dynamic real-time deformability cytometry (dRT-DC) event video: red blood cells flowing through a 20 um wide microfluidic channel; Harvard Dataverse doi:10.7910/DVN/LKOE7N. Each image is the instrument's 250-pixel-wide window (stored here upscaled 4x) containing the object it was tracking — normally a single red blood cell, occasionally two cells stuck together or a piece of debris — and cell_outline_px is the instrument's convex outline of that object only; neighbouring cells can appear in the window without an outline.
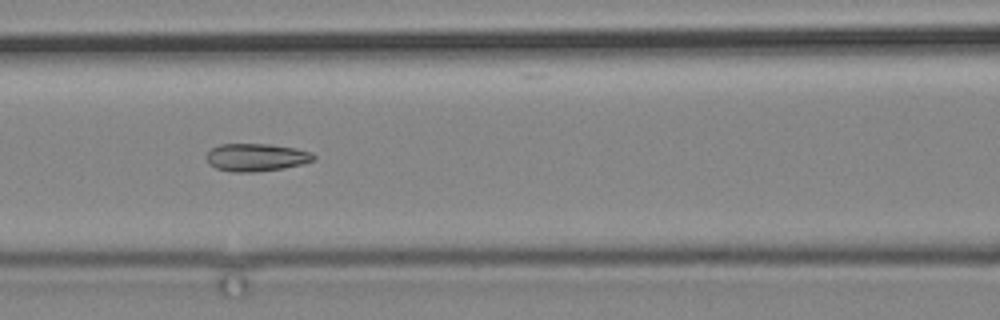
{"species": "common noctule bat (a hibernating species)", "species_latin": "Nyctalus noctula", "temperature_condition": "cold", "stored_images_in_passage": 7, "camera_frame_rate_fps": 3000, "um_per_image_px": 0.085, "animal": {"sex": "male", "body_mass_g": 19.2, "forearm_length_mm": 51.8}, "frame": {"image": 1, "passage_image": 5, "time_ms": 4.667, "image_size_px": [1000, 320], "cell_outline_px": [[316, 160], [304, 164], [284, 168], [256, 172], [232, 172], [216, 168], [208, 164], [204, 156], [212, 148], [220, 144], [272, 144], [296, 148], [312, 152], [316, 156]], "centroid_in_image_um": [21.8, 13.38], "position_along_channel_um": 144.8, "area_um2": 17.69}}
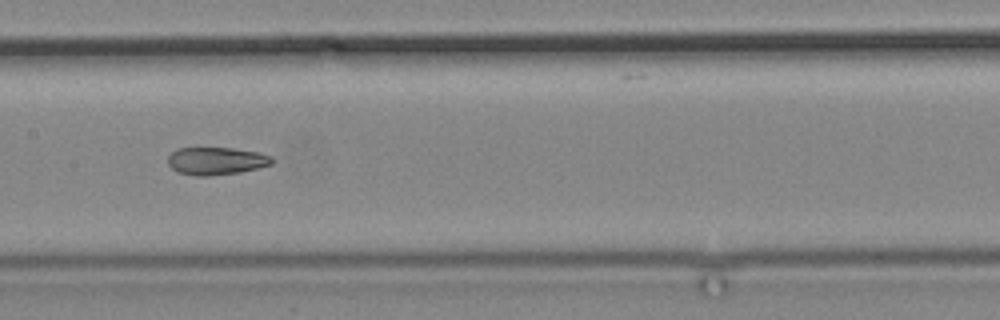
{"frame": {"image": 2, "passage_image": 6, "time_ms": 6.0, "image_size_px": [1000, 320], "cell_outline_px": [[272, 164], [240, 172], [208, 176], [196, 176], [176, 172], [168, 164], [168, 156], [176, 148], [232, 148], [256, 152], [272, 156]], "centroid_in_image_um": [18.33, 13.68], "position_along_channel_um": 189.1, "area_um2": 16.7}}
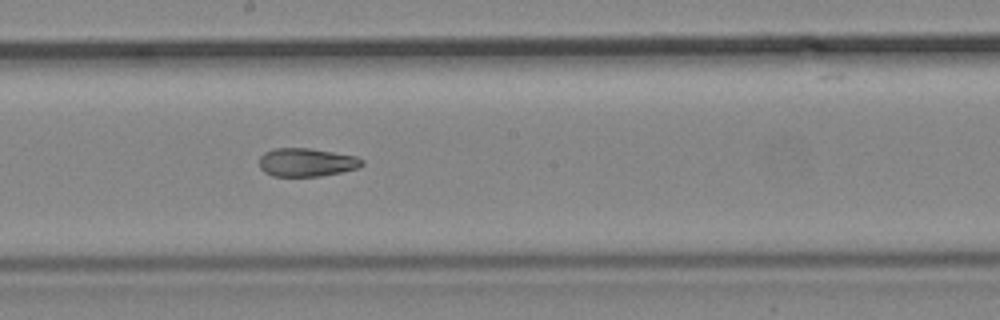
{"frame": {"image": 3, "passage_image": 7, "time_ms": 7.0, "image_size_px": [1000, 320], "cell_outline_px": [[364, 164], [360, 168], [320, 176], [272, 176], [264, 172], [260, 168], [260, 156], [264, 152], [276, 148], [308, 148], [356, 156], [364, 160]], "centroid_in_image_um": [26.06, 13.8], "position_along_channel_um": 222.1, "area_um2": 16.99}}